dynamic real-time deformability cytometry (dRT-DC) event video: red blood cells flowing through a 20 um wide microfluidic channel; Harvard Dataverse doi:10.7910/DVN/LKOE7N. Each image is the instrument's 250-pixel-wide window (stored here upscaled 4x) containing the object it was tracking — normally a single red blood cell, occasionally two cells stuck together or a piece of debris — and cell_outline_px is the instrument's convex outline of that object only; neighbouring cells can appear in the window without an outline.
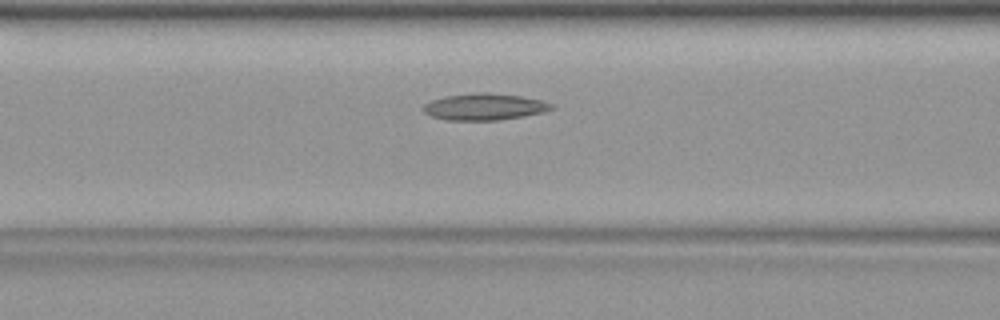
{"species": "common noctule bat (a hibernating species)", "species_latin": "Nyctalus noctula", "temperature_condition": "warm", "stored_images_in_passage": 34, "camera_frame_rate_fps": 3000, "um_per_image_px": 0.085, "animal": {"sex": "female", "body_mass_g": 19.9}, "frame": {"image": 1, "passage_image": 9, "time_ms": 2.667, "image_size_px": [1000, 320], "cell_outline_px": [[556, 108], [544, 112], [524, 116], [500, 120], [444, 120], [432, 116], [424, 112], [424, 104], [432, 100], [444, 96], [476, 92], [488, 92], [520, 96], [540, 100], [552, 104]], "centroid_in_image_um": [41.18, 9.07], "position_along_channel_um": 125.4, "area_um2": 19.94}}
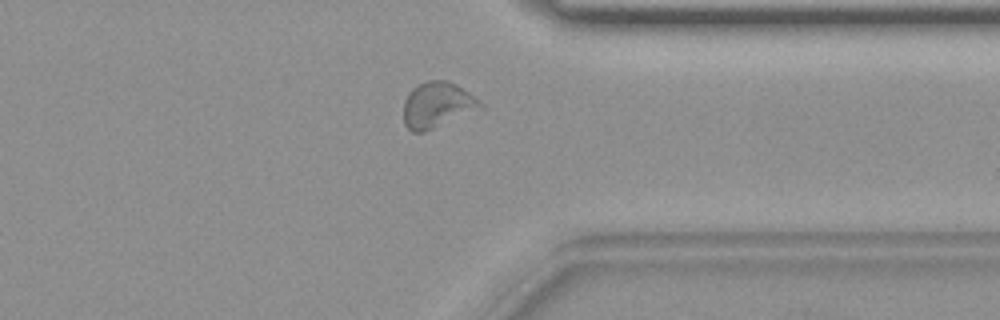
{"frame": {"image": 2, "passage_image": 25, "time_ms": 8.0, "image_size_px": [1000, 320], "cell_outline_px": [[484, 108], [424, 132], [412, 132], [404, 124], [404, 100], [412, 88], [428, 80], [448, 80], [456, 84], [480, 100], [484, 104]], "centroid_in_image_um": [37.18, 8.92], "position_along_channel_um": 374.2, "area_um2": 20.52}}
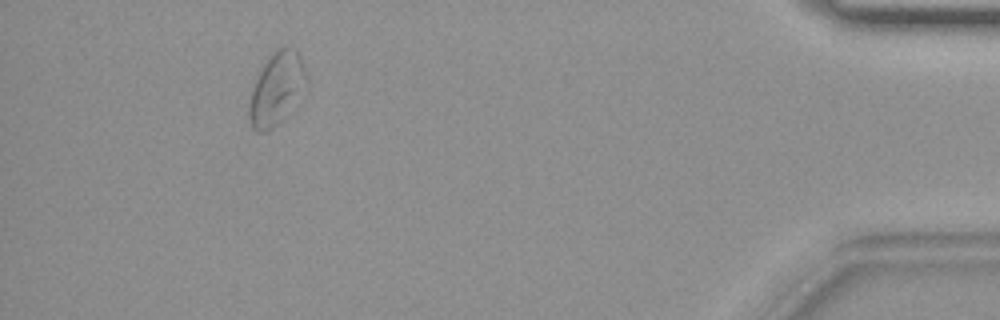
{"frame": {"image": 3, "passage_image": 31, "time_ms": 10.0, "image_size_px": [1000, 320], "cell_outline_px": [[308, 88], [280, 120], [272, 128], [264, 132], [256, 132], [252, 128], [248, 116], [248, 108], [252, 88], [268, 56], [276, 48], [296, 48], [300, 56], [308, 80]], "centroid_in_image_um": [23.52, 7.53], "position_along_channel_um": 411.7, "area_um2": 24.1}}